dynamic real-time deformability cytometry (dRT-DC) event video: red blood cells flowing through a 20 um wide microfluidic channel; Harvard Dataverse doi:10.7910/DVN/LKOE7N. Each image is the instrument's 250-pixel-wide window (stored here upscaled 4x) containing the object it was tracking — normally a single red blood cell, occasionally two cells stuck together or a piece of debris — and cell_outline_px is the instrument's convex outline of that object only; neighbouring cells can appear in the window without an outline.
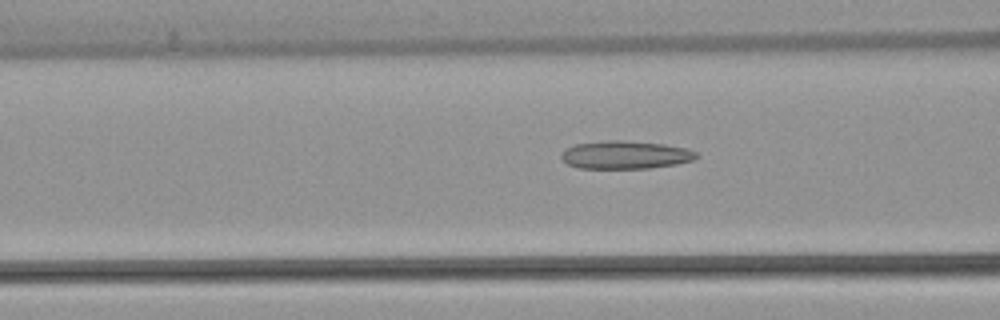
{"species": "common noctule bat (a hibernating species)", "species_latin": "Nyctalus noctula", "temperature_condition": "warm", "stored_images_in_passage": 47, "camera_frame_rate_fps": 3000, "um_per_image_px": 0.085, "animal": {"sex": "female", "body_mass_g": 22.7, "forearm_length_mm": 54.2}, "frame": {"image": 1, "passage_image": 14, "time_ms": 4.333, "image_size_px": [1000, 320], "cell_outline_px": [[700, 156], [692, 160], [676, 164], [648, 168], [580, 168], [568, 164], [560, 156], [560, 152], [564, 148], [576, 144], [608, 140], [624, 140], [664, 144], [688, 148], [696, 152]], "centroid_in_image_um": [53.15, 13.15], "position_along_channel_um": 113.4, "area_um2": 22.14}}
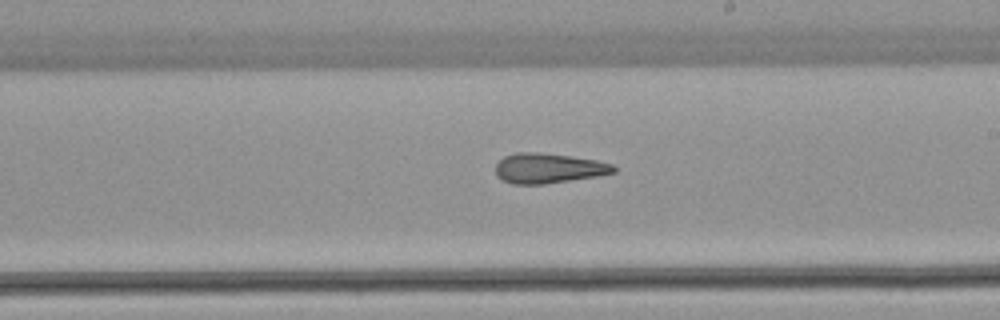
{"frame": {"image": 2, "passage_image": 24, "time_ms": 7.667, "image_size_px": [1000, 320], "cell_outline_px": [[616, 172], [596, 176], [544, 184], [512, 184], [500, 180], [496, 176], [496, 164], [504, 156], [516, 152], [540, 152], [572, 156], [596, 160], [612, 164], [616, 168]], "centroid_in_image_um": [46.58, 14.3], "position_along_channel_um": 242.4, "area_um2": 20.75}}
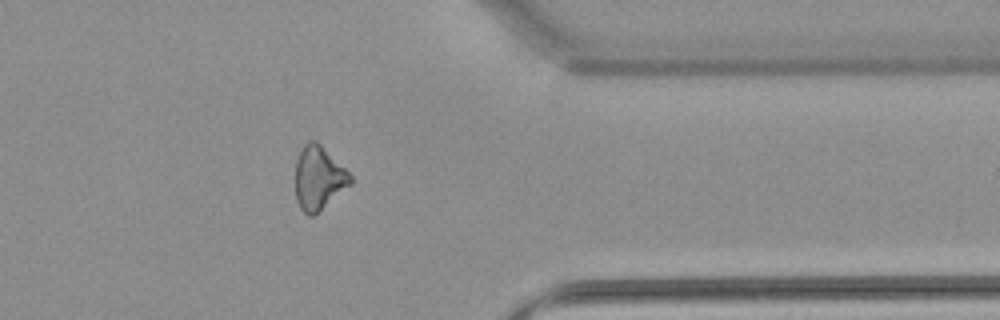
{"frame": {"image": 3, "passage_image": 36, "time_ms": 11.667, "image_size_px": [1000, 320], "cell_outline_px": [[352, 184], [312, 216], [308, 216], [300, 208], [296, 200], [296, 160], [304, 144], [308, 140], [316, 140], [352, 176]], "centroid_in_image_um": [27.07, 15.13], "position_along_channel_um": 384.3, "area_um2": 20.11}, "authors_computed_cell_mechanics": {"area_um2": 21.2704, "velocity_mm_per_s": 3.8698, "shape_relaxation_time_tau1_ms": null, "shape_relaxation_time_tau2_ms": 3.4932, "deformation_change_tau1": null, "deformation_change_tau2": 0.1419}}